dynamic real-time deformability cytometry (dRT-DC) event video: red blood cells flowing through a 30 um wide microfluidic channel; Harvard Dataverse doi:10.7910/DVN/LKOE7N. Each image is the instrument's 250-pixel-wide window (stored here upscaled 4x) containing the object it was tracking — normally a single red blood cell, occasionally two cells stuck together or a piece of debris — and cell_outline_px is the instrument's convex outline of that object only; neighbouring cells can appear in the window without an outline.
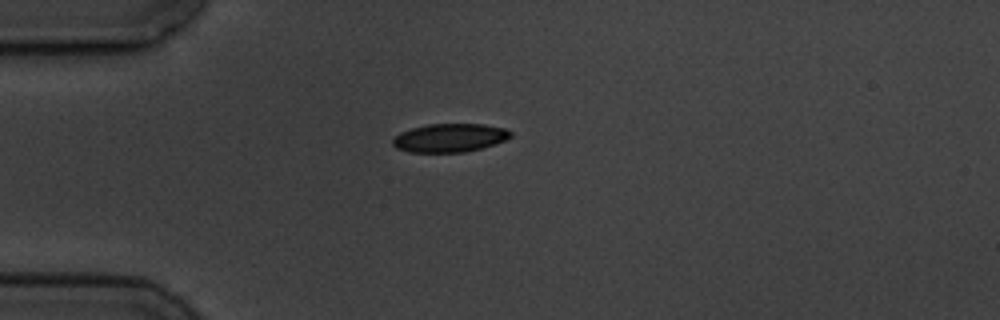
{"species": "common noctule bat (a hibernating species)", "species_latin": "Nyctalus noctula", "temperature_condition": "cold", "stored_images_in_passage": 1, "camera_frame_rate_fps": 3000, "um_per_image_px": 0.085, "animal": {"sex": "male", "body_mass_g": 19.5, "forearm_length_mm": 54.6}, "frame": {"image": 1, "passage_image": 1, "time_ms": 0.0, "image_size_px": [1000, 320], "cell_outline_px": [[512, 136], [496, 144], [464, 152], [408, 152], [396, 148], [392, 144], [392, 140], [400, 132], [412, 128], [428, 124], [484, 124], [504, 128], [512, 132]], "centroid_in_image_um": [38.22, 11.71], "position_along_channel_um": 46.8, "area_um2": 19.54}}